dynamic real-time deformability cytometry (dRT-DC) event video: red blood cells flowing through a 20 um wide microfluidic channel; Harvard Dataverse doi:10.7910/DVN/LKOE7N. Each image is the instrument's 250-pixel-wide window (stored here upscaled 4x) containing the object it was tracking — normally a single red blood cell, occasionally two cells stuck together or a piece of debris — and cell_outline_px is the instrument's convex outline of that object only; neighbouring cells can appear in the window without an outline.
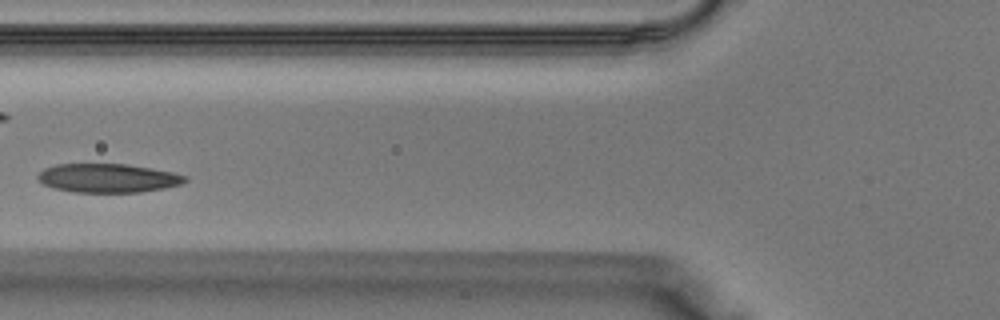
{"species": "Egyptian fruit bat (a non-hibernating species)", "species_latin": "Rousettus aegyptiacus", "temperature_condition": "warm", "stored_images_in_passage": 34, "camera_frame_rate_fps": 3000, "um_per_image_px": 0.085, "animal": {"sex": "male"}, "frame": {"image": 1, "passage_image": 10, "time_ms": 3.0, "image_size_px": [1000, 320], "cell_outline_px": [[188, 180], [180, 184], [164, 188], [140, 192], [72, 192], [52, 188], [44, 184], [36, 176], [44, 168], [56, 164], [128, 164], [152, 168], [172, 172], [188, 176]], "centroid_in_image_um": [9.17, 15.13], "position_along_channel_um": 116.6, "area_um2": 24.8}}